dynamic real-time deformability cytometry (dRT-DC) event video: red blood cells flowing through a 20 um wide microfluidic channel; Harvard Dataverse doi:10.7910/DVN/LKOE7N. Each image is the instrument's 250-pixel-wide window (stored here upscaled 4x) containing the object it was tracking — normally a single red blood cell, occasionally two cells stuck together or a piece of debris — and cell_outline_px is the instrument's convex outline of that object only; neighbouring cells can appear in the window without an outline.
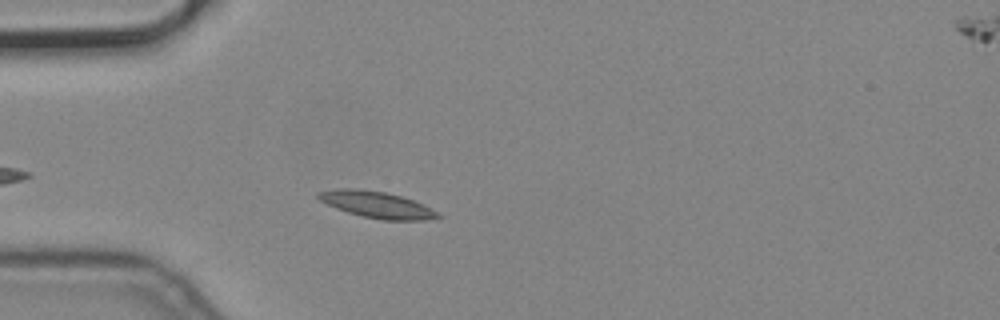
{"species": "common noctule bat (a hibernating species)", "species_latin": "Nyctalus noctula", "temperature_condition": "cold", "stored_images_in_passage": 3, "camera_frame_rate_fps": 3000, "um_per_image_px": 0.085, "animal": {"sex": "male", "body_mass_g": 19.2, "forearm_length_mm": 51.8}, "frame": {"image": 1, "passage_image": 1, "time_ms": 0.0, "image_size_px": [1000, 320], "cell_outline_px": [[444, 216], [424, 220], [380, 220], [348, 212], [336, 208], [320, 200], [316, 196], [316, 192], [340, 188], [360, 188], [384, 192], [400, 196], [424, 204], [440, 212]], "centroid_in_image_um": [32.06, 17.39], "position_along_channel_um": 52.9, "area_um2": 18.5}}